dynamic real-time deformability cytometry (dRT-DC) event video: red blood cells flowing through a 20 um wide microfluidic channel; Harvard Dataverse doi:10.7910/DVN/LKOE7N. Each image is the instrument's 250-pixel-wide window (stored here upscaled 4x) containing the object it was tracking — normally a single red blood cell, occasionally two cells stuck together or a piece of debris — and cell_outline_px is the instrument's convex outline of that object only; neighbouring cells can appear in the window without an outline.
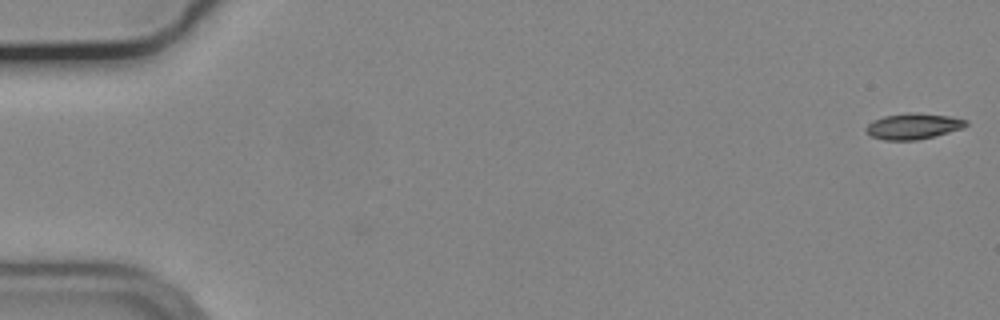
{"species": "common noctule bat (a hibernating species)", "species_latin": "Nyctalus noctula", "temperature_condition": "cold", "stored_images_in_passage": 21, "camera_frame_rate_fps": 3000, "um_per_image_px": 0.085, "animal": {"sex": "male", "body_mass_g": 19.2, "forearm_length_mm": 51.8}, "frame": {"image": 1, "passage_image": 1, "time_ms": 0.0, "image_size_px": [1000, 320], "cell_outline_px": [[968, 124], [964, 128], [916, 140], [884, 140], [872, 136], [864, 128], [872, 120], [884, 116], [908, 112], [916, 112], [948, 116], [968, 120]], "centroid_in_image_um": [77.62, 10.71], "position_along_channel_um": 7.4, "area_um2": 15.03}}
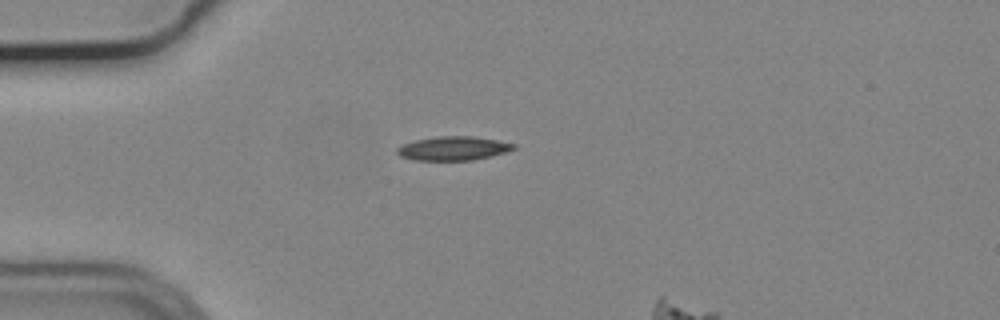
{"frame": {"image": 2, "passage_image": 15, "time_ms": 4.667, "image_size_px": [1000, 320], "cell_outline_px": [[516, 148], [504, 152], [472, 160], [416, 160], [400, 156], [396, 152], [396, 148], [404, 144], [416, 140], [436, 136], [472, 136], [496, 140], [516, 144]], "centroid_in_image_um": [38.5, 12.6], "position_along_channel_um": 46.5, "area_um2": 16.01}}
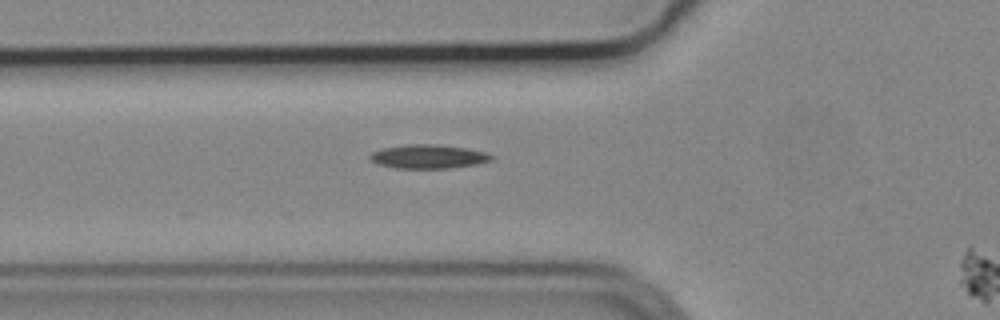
{"frame": {"image": 3, "passage_image": 20, "time_ms": 6.333, "image_size_px": [1000, 320], "cell_outline_px": [[492, 160], [476, 164], [448, 168], [396, 168], [380, 164], [372, 160], [368, 156], [372, 152], [384, 148], [408, 144], [436, 144], [468, 148], [484, 152], [492, 156]], "centroid_in_image_um": [36.41, 13.3], "position_along_channel_um": 89.4, "area_um2": 16.65}}